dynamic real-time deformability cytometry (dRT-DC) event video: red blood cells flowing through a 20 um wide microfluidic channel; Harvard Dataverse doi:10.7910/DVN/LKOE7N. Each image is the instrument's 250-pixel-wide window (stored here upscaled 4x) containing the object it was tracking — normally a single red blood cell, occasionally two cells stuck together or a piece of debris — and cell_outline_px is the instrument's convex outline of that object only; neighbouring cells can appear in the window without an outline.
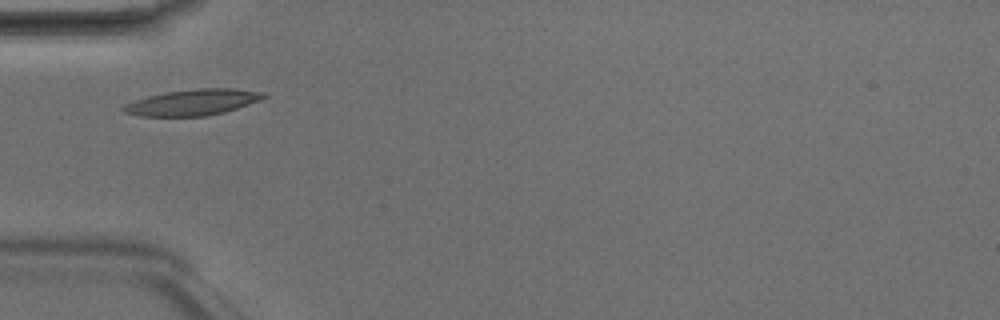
{"species": "Egyptian fruit bat (a non-hibernating species)", "species_latin": "Rousettus aegyptiacus", "temperature_condition": "room temperature", "stored_images_in_passage": 2, "camera_frame_rate_fps": 3000, "um_per_image_px": 0.085, "animal": {"sex": "male"}, "frame": {"image": 1, "passage_image": 2, "time_ms": 0.333, "image_size_px": [1000, 320], "cell_outline_px": [[268, 96], [260, 100], [224, 112], [204, 116], [140, 116], [124, 112], [120, 108], [124, 104], [148, 96], [168, 92], [200, 88], [236, 88], [268, 92]], "centroid_in_image_um": [16.43, 8.69], "position_along_channel_um": 68.6, "area_um2": 21.21}}